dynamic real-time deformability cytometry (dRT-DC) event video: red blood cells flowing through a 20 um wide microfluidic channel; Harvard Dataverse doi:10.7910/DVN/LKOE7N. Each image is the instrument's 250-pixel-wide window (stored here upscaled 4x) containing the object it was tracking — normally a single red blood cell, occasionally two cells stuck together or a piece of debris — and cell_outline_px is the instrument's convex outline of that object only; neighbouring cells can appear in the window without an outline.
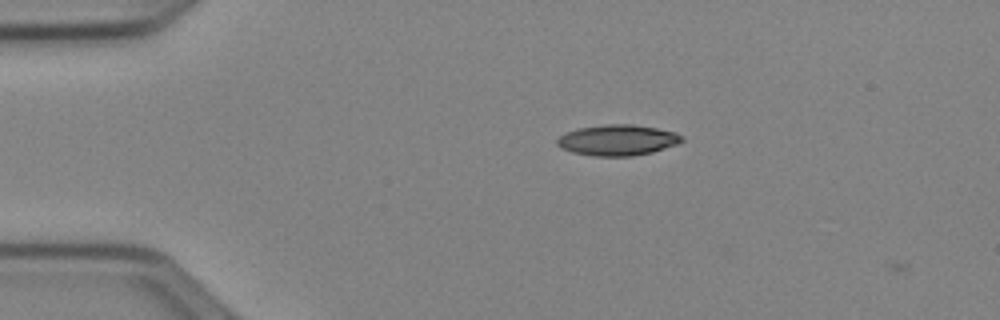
{"species": "Egyptian fruit bat (a non-hibernating species)", "species_latin": "Rousettus aegyptiacus", "temperature_condition": "cold", "stored_images_in_passage": 6, "camera_frame_rate_fps": 3000, "um_per_image_px": 0.085, "animal": {"sex": "female"}, "frame": {"image": 1, "passage_image": 4, "time_ms": 1.0, "image_size_px": [1000, 320], "cell_outline_px": [[684, 140], [676, 144], [652, 152], [632, 156], [592, 156], [572, 152], [560, 148], [556, 144], [556, 140], [560, 136], [568, 132], [580, 128], [608, 124], [632, 124], [656, 128], [676, 132]], "centroid_in_image_um": [52.47, 11.91], "position_along_channel_um": 32.5, "area_um2": 22.2}}